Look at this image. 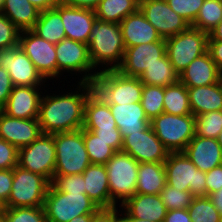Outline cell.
<instances>
[{
	"label": "cell",
	"instance_id": "91938a15",
	"mask_svg": "<svg viewBox=\"0 0 222 222\" xmlns=\"http://www.w3.org/2000/svg\"><path fill=\"white\" fill-rule=\"evenodd\" d=\"M92 214H84L74 217L69 222H91Z\"/></svg>",
	"mask_w": 222,
	"mask_h": 222
},
{
	"label": "cell",
	"instance_id": "60d3db41",
	"mask_svg": "<svg viewBox=\"0 0 222 222\" xmlns=\"http://www.w3.org/2000/svg\"><path fill=\"white\" fill-rule=\"evenodd\" d=\"M159 196L164 203L167 211L174 209H187L194 196L190 191H181L178 188H173L166 185L159 193Z\"/></svg>",
	"mask_w": 222,
	"mask_h": 222
},
{
	"label": "cell",
	"instance_id": "9a60e30c",
	"mask_svg": "<svg viewBox=\"0 0 222 222\" xmlns=\"http://www.w3.org/2000/svg\"><path fill=\"white\" fill-rule=\"evenodd\" d=\"M121 151L131 155L138 163H164L169 154L150 125L143 131L127 135Z\"/></svg>",
	"mask_w": 222,
	"mask_h": 222
},
{
	"label": "cell",
	"instance_id": "5b68a950",
	"mask_svg": "<svg viewBox=\"0 0 222 222\" xmlns=\"http://www.w3.org/2000/svg\"><path fill=\"white\" fill-rule=\"evenodd\" d=\"M112 207L120 199L123 205L136 194L139 163L128 153L117 151L105 164ZM117 199V200H116Z\"/></svg>",
	"mask_w": 222,
	"mask_h": 222
},
{
	"label": "cell",
	"instance_id": "ffe728a7",
	"mask_svg": "<svg viewBox=\"0 0 222 222\" xmlns=\"http://www.w3.org/2000/svg\"><path fill=\"white\" fill-rule=\"evenodd\" d=\"M39 86H13L2 111L19 119L38 118L41 101Z\"/></svg>",
	"mask_w": 222,
	"mask_h": 222
},
{
	"label": "cell",
	"instance_id": "ac0fdd59",
	"mask_svg": "<svg viewBox=\"0 0 222 222\" xmlns=\"http://www.w3.org/2000/svg\"><path fill=\"white\" fill-rule=\"evenodd\" d=\"M55 8L60 12L66 38L88 44L92 26L97 19L95 10L68 6L62 2Z\"/></svg>",
	"mask_w": 222,
	"mask_h": 222
},
{
	"label": "cell",
	"instance_id": "c3c4849f",
	"mask_svg": "<svg viewBox=\"0 0 222 222\" xmlns=\"http://www.w3.org/2000/svg\"><path fill=\"white\" fill-rule=\"evenodd\" d=\"M222 188V164L206 172V196Z\"/></svg>",
	"mask_w": 222,
	"mask_h": 222
},
{
	"label": "cell",
	"instance_id": "11a10c76",
	"mask_svg": "<svg viewBox=\"0 0 222 222\" xmlns=\"http://www.w3.org/2000/svg\"><path fill=\"white\" fill-rule=\"evenodd\" d=\"M33 6L40 11L55 7L61 0H28Z\"/></svg>",
	"mask_w": 222,
	"mask_h": 222
},
{
	"label": "cell",
	"instance_id": "7bdbcfd3",
	"mask_svg": "<svg viewBox=\"0 0 222 222\" xmlns=\"http://www.w3.org/2000/svg\"><path fill=\"white\" fill-rule=\"evenodd\" d=\"M166 2L173 11L192 25L204 0H166Z\"/></svg>",
	"mask_w": 222,
	"mask_h": 222
},
{
	"label": "cell",
	"instance_id": "7c38bea8",
	"mask_svg": "<svg viewBox=\"0 0 222 222\" xmlns=\"http://www.w3.org/2000/svg\"><path fill=\"white\" fill-rule=\"evenodd\" d=\"M18 45L45 80L58 77L55 44L42 39L32 30H24L20 33Z\"/></svg>",
	"mask_w": 222,
	"mask_h": 222
},
{
	"label": "cell",
	"instance_id": "db71d44e",
	"mask_svg": "<svg viewBox=\"0 0 222 222\" xmlns=\"http://www.w3.org/2000/svg\"><path fill=\"white\" fill-rule=\"evenodd\" d=\"M101 0H61V2L68 6L87 8L95 10Z\"/></svg>",
	"mask_w": 222,
	"mask_h": 222
},
{
	"label": "cell",
	"instance_id": "9c48e42d",
	"mask_svg": "<svg viewBox=\"0 0 222 222\" xmlns=\"http://www.w3.org/2000/svg\"><path fill=\"white\" fill-rule=\"evenodd\" d=\"M166 54L178 75L208 50V33L190 26L165 39Z\"/></svg>",
	"mask_w": 222,
	"mask_h": 222
},
{
	"label": "cell",
	"instance_id": "6f0895ef",
	"mask_svg": "<svg viewBox=\"0 0 222 222\" xmlns=\"http://www.w3.org/2000/svg\"><path fill=\"white\" fill-rule=\"evenodd\" d=\"M209 197L212 200L214 206L218 209L219 213L222 215V188Z\"/></svg>",
	"mask_w": 222,
	"mask_h": 222
},
{
	"label": "cell",
	"instance_id": "816d5d0a",
	"mask_svg": "<svg viewBox=\"0 0 222 222\" xmlns=\"http://www.w3.org/2000/svg\"><path fill=\"white\" fill-rule=\"evenodd\" d=\"M222 74V41H208L207 50Z\"/></svg>",
	"mask_w": 222,
	"mask_h": 222
},
{
	"label": "cell",
	"instance_id": "83f0119b",
	"mask_svg": "<svg viewBox=\"0 0 222 222\" xmlns=\"http://www.w3.org/2000/svg\"><path fill=\"white\" fill-rule=\"evenodd\" d=\"M82 128H118L109 104L95 91L86 100Z\"/></svg>",
	"mask_w": 222,
	"mask_h": 222
},
{
	"label": "cell",
	"instance_id": "ee69618b",
	"mask_svg": "<svg viewBox=\"0 0 222 222\" xmlns=\"http://www.w3.org/2000/svg\"><path fill=\"white\" fill-rule=\"evenodd\" d=\"M21 31L0 12V50L18 46Z\"/></svg>",
	"mask_w": 222,
	"mask_h": 222
},
{
	"label": "cell",
	"instance_id": "7dc6e473",
	"mask_svg": "<svg viewBox=\"0 0 222 222\" xmlns=\"http://www.w3.org/2000/svg\"><path fill=\"white\" fill-rule=\"evenodd\" d=\"M13 169L0 170V208L5 207L12 190Z\"/></svg>",
	"mask_w": 222,
	"mask_h": 222
},
{
	"label": "cell",
	"instance_id": "681fc988",
	"mask_svg": "<svg viewBox=\"0 0 222 222\" xmlns=\"http://www.w3.org/2000/svg\"><path fill=\"white\" fill-rule=\"evenodd\" d=\"M12 88L13 84L8 71L0 67V110L6 105Z\"/></svg>",
	"mask_w": 222,
	"mask_h": 222
},
{
	"label": "cell",
	"instance_id": "8d00e7d4",
	"mask_svg": "<svg viewBox=\"0 0 222 222\" xmlns=\"http://www.w3.org/2000/svg\"><path fill=\"white\" fill-rule=\"evenodd\" d=\"M84 144L91 164L105 165L116 152L109 143L86 129H84Z\"/></svg>",
	"mask_w": 222,
	"mask_h": 222
},
{
	"label": "cell",
	"instance_id": "4316f807",
	"mask_svg": "<svg viewBox=\"0 0 222 222\" xmlns=\"http://www.w3.org/2000/svg\"><path fill=\"white\" fill-rule=\"evenodd\" d=\"M187 91L194 116L222 110V79L212 85L187 87Z\"/></svg>",
	"mask_w": 222,
	"mask_h": 222
},
{
	"label": "cell",
	"instance_id": "7402d4cb",
	"mask_svg": "<svg viewBox=\"0 0 222 222\" xmlns=\"http://www.w3.org/2000/svg\"><path fill=\"white\" fill-rule=\"evenodd\" d=\"M125 48L158 42L162 38L138 9L120 22Z\"/></svg>",
	"mask_w": 222,
	"mask_h": 222
},
{
	"label": "cell",
	"instance_id": "484cf974",
	"mask_svg": "<svg viewBox=\"0 0 222 222\" xmlns=\"http://www.w3.org/2000/svg\"><path fill=\"white\" fill-rule=\"evenodd\" d=\"M86 195L100 208H111L107 169L105 165L90 164L82 173Z\"/></svg>",
	"mask_w": 222,
	"mask_h": 222
},
{
	"label": "cell",
	"instance_id": "d590c367",
	"mask_svg": "<svg viewBox=\"0 0 222 222\" xmlns=\"http://www.w3.org/2000/svg\"><path fill=\"white\" fill-rule=\"evenodd\" d=\"M187 210L192 222H222V215L209 196L194 197Z\"/></svg>",
	"mask_w": 222,
	"mask_h": 222
},
{
	"label": "cell",
	"instance_id": "e575fe53",
	"mask_svg": "<svg viewBox=\"0 0 222 222\" xmlns=\"http://www.w3.org/2000/svg\"><path fill=\"white\" fill-rule=\"evenodd\" d=\"M222 20V0H204L192 27L208 34Z\"/></svg>",
	"mask_w": 222,
	"mask_h": 222
},
{
	"label": "cell",
	"instance_id": "603a6c76",
	"mask_svg": "<svg viewBox=\"0 0 222 222\" xmlns=\"http://www.w3.org/2000/svg\"><path fill=\"white\" fill-rule=\"evenodd\" d=\"M221 79L222 74L208 51L194 59L179 74V81L186 87L212 85Z\"/></svg>",
	"mask_w": 222,
	"mask_h": 222
},
{
	"label": "cell",
	"instance_id": "9f6ffc18",
	"mask_svg": "<svg viewBox=\"0 0 222 222\" xmlns=\"http://www.w3.org/2000/svg\"><path fill=\"white\" fill-rule=\"evenodd\" d=\"M208 41H222V20L210 31Z\"/></svg>",
	"mask_w": 222,
	"mask_h": 222
},
{
	"label": "cell",
	"instance_id": "7a4b0ae2",
	"mask_svg": "<svg viewBox=\"0 0 222 222\" xmlns=\"http://www.w3.org/2000/svg\"><path fill=\"white\" fill-rule=\"evenodd\" d=\"M87 45L94 69L105 64L110 67H105L104 71L117 70L121 65L126 48L120 24L96 19Z\"/></svg>",
	"mask_w": 222,
	"mask_h": 222
},
{
	"label": "cell",
	"instance_id": "cb8c5ba5",
	"mask_svg": "<svg viewBox=\"0 0 222 222\" xmlns=\"http://www.w3.org/2000/svg\"><path fill=\"white\" fill-rule=\"evenodd\" d=\"M121 207L133 218L154 222H163L167 213L159 194L136 193Z\"/></svg>",
	"mask_w": 222,
	"mask_h": 222
},
{
	"label": "cell",
	"instance_id": "6da1fadb",
	"mask_svg": "<svg viewBox=\"0 0 222 222\" xmlns=\"http://www.w3.org/2000/svg\"><path fill=\"white\" fill-rule=\"evenodd\" d=\"M78 90L64 95L42 96L38 121L43 134H56L82 129L84 106L94 91L93 84L79 82ZM82 89V93L80 90ZM84 92V93H83Z\"/></svg>",
	"mask_w": 222,
	"mask_h": 222
},
{
	"label": "cell",
	"instance_id": "3957f363",
	"mask_svg": "<svg viewBox=\"0 0 222 222\" xmlns=\"http://www.w3.org/2000/svg\"><path fill=\"white\" fill-rule=\"evenodd\" d=\"M56 163L54 175L82 174L91 164L84 144V128L54 134Z\"/></svg>",
	"mask_w": 222,
	"mask_h": 222
},
{
	"label": "cell",
	"instance_id": "2e32d148",
	"mask_svg": "<svg viewBox=\"0 0 222 222\" xmlns=\"http://www.w3.org/2000/svg\"><path fill=\"white\" fill-rule=\"evenodd\" d=\"M0 67L8 71L13 86H40L46 82L19 45L0 50Z\"/></svg>",
	"mask_w": 222,
	"mask_h": 222
},
{
	"label": "cell",
	"instance_id": "4dcf8cb0",
	"mask_svg": "<svg viewBox=\"0 0 222 222\" xmlns=\"http://www.w3.org/2000/svg\"><path fill=\"white\" fill-rule=\"evenodd\" d=\"M31 30L42 39L53 44L66 38L60 12L55 7L40 11L39 18Z\"/></svg>",
	"mask_w": 222,
	"mask_h": 222
},
{
	"label": "cell",
	"instance_id": "8992f818",
	"mask_svg": "<svg viewBox=\"0 0 222 222\" xmlns=\"http://www.w3.org/2000/svg\"><path fill=\"white\" fill-rule=\"evenodd\" d=\"M150 126L169 152H183L195 136V116L161 113Z\"/></svg>",
	"mask_w": 222,
	"mask_h": 222
},
{
	"label": "cell",
	"instance_id": "52a82bcc",
	"mask_svg": "<svg viewBox=\"0 0 222 222\" xmlns=\"http://www.w3.org/2000/svg\"><path fill=\"white\" fill-rule=\"evenodd\" d=\"M99 208L86 193H64L51 185L44 200L47 222H69L79 215L94 214Z\"/></svg>",
	"mask_w": 222,
	"mask_h": 222
},
{
	"label": "cell",
	"instance_id": "ba28073f",
	"mask_svg": "<svg viewBox=\"0 0 222 222\" xmlns=\"http://www.w3.org/2000/svg\"><path fill=\"white\" fill-rule=\"evenodd\" d=\"M164 167L167 185L190 191L194 197L206 196V173L199 170L184 152H169Z\"/></svg>",
	"mask_w": 222,
	"mask_h": 222
},
{
	"label": "cell",
	"instance_id": "5bb4252c",
	"mask_svg": "<svg viewBox=\"0 0 222 222\" xmlns=\"http://www.w3.org/2000/svg\"><path fill=\"white\" fill-rule=\"evenodd\" d=\"M139 9L164 39L181 33L191 26L170 8L166 0H139Z\"/></svg>",
	"mask_w": 222,
	"mask_h": 222
},
{
	"label": "cell",
	"instance_id": "bcb514c9",
	"mask_svg": "<svg viewBox=\"0 0 222 222\" xmlns=\"http://www.w3.org/2000/svg\"><path fill=\"white\" fill-rule=\"evenodd\" d=\"M92 131L99 139L109 143V145L117 152L121 151L123 145V138L118 128H84Z\"/></svg>",
	"mask_w": 222,
	"mask_h": 222
},
{
	"label": "cell",
	"instance_id": "f546056e",
	"mask_svg": "<svg viewBox=\"0 0 222 222\" xmlns=\"http://www.w3.org/2000/svg\"><path fill=\"white\" fill-rule=\"evenodd\" d=\"M136 193L159 194L167 185L164 163H139Z\"/></svg>",
	"mask_w": 222,
	"mask_h": 222
},
{
	"label": "cell",
	"instance_id": "f5cc1de1",
	"mask_svg": "<svg viewBox=\"0 0 222 222\" xmlns=\"http://www.w3.org/2000/svg\"><path fill=\"white\" fill-rule=\"evenodd\" d=\"M163 222H192L187 209H174L166 213Z\"/></svg>",
	"mask_w": 222,
	"mask_h": 222
},
{
	"label": "cell",
	"instance_id": "44dd1931",
	"mask_svg": "<svg viewBox=\"0 0 222 222\" xmlns=\"http://www.w3.org/2000/svg\"><path fill=\"white\" fill-rule=\"evenodd\" d=\"M183 152L199 170L205 173L222 164V148L214 138L195 135Z\"/></svg>",
	"mask_w": 222,
	"mask_h": 222
},
{
	"label": "cell",
	"instance_id": "d6a6232c",
	"mask_svg": "<svg viewBox=\"0 0 222 222\" xmlns=\"http://www.w3.org/2000/svg\"><path fill=\"white\" fill-rule=\"evenodd\" d=\"M143 84L166 87L179 81V75L175 71L167 54L159 59L138 77Z\"/></svg>",
	"mask_w": 222,
	"mask_h": 222
},
{
	"label": "cell",
	"instance_id": "4fadbf2b",
	"mask_svg": "<svg viewBox=\"0 0 222 222\" xmlns=\"http://www.w3.org/2000/svg\"><path fill=\"white\" fill-rule=\"evenodd\" d=\"M55 52L57 57L58 75L61 71L67 70L84 72L80 82L93 83L98 71L88 73L94 66L90 59L88 45L86 43L77 42L69 38H64L59 43L55 44Z\"/></svg>",
	"mask_w": 222,
	"mask_h": 222
},
{
	"label": "cell",
	"instance_id": "ab89813d",
	"mask_svg": "<svg viewBox=\"0 0 222 222\" xmlns=\"http://www.w3.org/2000/svg\"><path fill=\"white\" fill-rule=\"evenodd\" d=\"M5 222H47L44 206L0 208Z\"/></svg>",
	"mask_w": 222,
	"mask_h": 222
},
{
	"label": "cell",
	"instance_id": "836d02e7",
	"mask_svg": "<svg viewBox=\"0 0 222 222\" xmlns=\"http://www.w3.org/2000/svg\"><path fill=\"white\" fill-rule=\"evenodd\" d=\"M163 106V112L168 114H192L187 87L180 81L164 87Z\"/></svg>",
	"mask_w": 222,
	"mask_h": 222
},
{
	"label": "cell",
	"instance_id": "f35d334b",
	"mask_svg": "<svg viewBox=\"0 0 222 222\" xmlns=\"http://www.w3.org/2000/svg\"><path fill=\"white\" fill-rule=\"evenodd\" d=\"M195 135L217 139L222 130V110L195 116Z\"/></svg>",
	"mask_w": 222,
	"mask_h": 222
},
{
	"label": "cell",
	"instance_id": "6125c7cd",
	"mask_svg": "<svg viewBox=\"0 0 222 222\" xmlns=\"http://www.w3.org/2000/svg\"><path fill=\"white\" fill-rule=\"evenodd\" d=\"M0 222H5L4 217L1 212H0Z\"/></svg>",
	"mask_w": 222,
	"mask_h": 222
},
{
	"label": "cell",
	"instance_id": "680465c9",
	"mask_svg": "<svg viewBox=\"0 0 222 222\" xmlns=\"http://www.w3.org/2000/svg\"><path fill=\"white\" fill-rule=\"evenodd\" d=\"M122 215L124 217H121ZM120 218H121V222H154V221H150V220H141V219L133 218L126 211L124 214L120 215Z\"/></svg>",
	"mask_w": 222,
	"mask_h": 222
},
{
	"label": "cell",
	"instance_id": "d4e9b609",
	"mask_svg": "<svg viewBox=\"0 0 222 222\" xmlns=\"http://www.w3.org/2000/svg\"><path fill=\"white\" fill-rule=\"evenodd\" d=\"M109 107L123 139L131 133L145 130L150 125L141 102L109 104Z\"/></svg>",
	"mask_w": 222,
	"mask_h": 222
},
{
	"label": "cell",
	"instance_id": "e0dca14e",
	"mask_svg": "<svg viewBox=\"0 0 222 222\" xmlns=\"http://www.w3.org/2000/svg\"><path fill=\"white\" fill-rule=\"evenodd\" d=\"M166 54L165 39L149 44H141L125 49L122 63L117 71L127 77H139L146 68Z\"/></svg>",
	"mask_w": 222,
	"mask_h": 222
},
{
	"label": "cell",
	"instance_id": "f1b7e54d",
	"mask_svg": "<svg viewBox=\"0 0 222 222\" xmlns=\"http://www.w3.org/2000/svg\"><path fill=\"white\" fill-rule=\"evenodd\" d=\"M0 12L20 31L31 30L40 15V10L28 0H3Z\"/></svg>",
	"mask_w": 222,
	"mask_h": 222
},
{
	"label": "cell",
	"instance_id": "f6af8a7d",
	"mask_svg": "<svg viewBox=\"0 0 222 222\" xmlns=\"http://www.w3.org/2000/svg\"><path fill=\"white\" fill-rule=\"evenodd\" d=\"M19 149L0 138V170L13 169L18 165Z\"/></svg>",
	"mask_w": 222,
	"mask_h": 222
},
{
	"label": "cell",
	"instance_id": "8fae6325",
	"mask_svg": "<svg viewBox=\"0 0 222 222\" xmlns=\"http://www.w3.org/2000/svg\"><path fill=\"white\" fill-rule=\"evenodd\" d=\"M56 147L54 134H41L31 144L19 149L18 166L45 177L49 182L54 176Z\"/></svg>",
	"mask_w": 222,
	"mask_h": 222
},
{
	"label": "cell",
	"instance_id": "f907efd6",
	"mask_svg": "<svg viewBox=\"0 0 222 222\" xmlns=\"http://www.w3.org/2000/svg\"><path fill=\"white\" fill-rule=\"evenodd\" d=\"M118 208H99L94 214H92L91 222H121V218L118 217Z\"/></svg>",
	"mask_w": 222,
	"mask_h": 222
},
{
	"label": "cell",
	"instance_id": "277c9868",
	"mask_svg": "<svg viewBox=\"0 0 222 222\" xmlns=\"http://www.w3.org/2000/svg\"><path fill=\"white\" fill-rule=\"evenodd\" d=\"M94 91L108 104L141 102L143 83L138 77H127L117 70H100L93 80Z\"/></svg>",
	"mask_w": 222,
	"mask_h": 222
},
{
	"label": "cell",
	"instance_id": "30bf717a",
	"mask_svg": "<svg viewBox=\"0 0 222 222\" xmlns=\"http://www.w3.org/2000/svg\"><path fill=\"white\" fill-rule=\"evenodd\" d=\"M50 182L40 174L25 170L20 166L13 168V183L6 208L42 207Z\"/></svg>",
	"mask_w": 222,
	"mask_h": 222
},
{
	"label": "cell",
	"instance_id": "1f68e13d",
	"mask_svg": "<svg viewBox=\"0 0 222 222\" xmlns=\"http://www.w3.org/2000/svg\"><path fill=\"white\" fill-rule=\"evenodd\" d=\"M139 9V0H101L95 9L100 21L117 23Z\"/></svg>",
	"mask_w": 222,
	"mask_h": 222
},
{
	"label": "cell",
	"instance_id": "d6986e66",
	"mask_svg": "<svg viewBox=\"0 0 222 222\" xmlns=\"http://www.w3.org/2000/svg\"><path fill=\"white\" fill-rule=\"evenodd\" d=\"M42 134L38 118L19 119L0 110V138L21 149Z\"/></svg>",
	"mask_w": 222,
	"mask_h": 222
},
{
	"label": "cell",
	"instance_id": "94428289",
	"mask_svg": "<svg viewBox=\"0 0 222 222\" xmlns=\"http://www.w3.org/2000/svg\"><path fill=\"white\" fill-rule=\"evenodd\" d=\"M217 141H218L219 145H220L221 148H222V130L220 131V134H219L218 137H217Z\"/></svg>",
	"mask_w": 222,
	"mask_h": 222
},
{
	"label": "cell",
	"instance_id": "b9f144b4",
	"mask_svg": "<svg viewBox=\"0 0 222 222\" xmlns=\"http://www.w3.org/2000/svg\"><path fill=\"white\" fill-rule=\"evenodd\" d=\"M84 182L82 174L54 175L50 185L55 190L64 193H86Z\"/></svg>",
	"mask_w": 222,
	"mask_h": 222
},
{
	"label": "cell",
	"instance_id": "74e56055",
	"mask_svg": "<svg viewBox=\"0 0 222 222\" xmlns=\"http://www.w3.org/2000/svg\"><path fill=\"white\" fill-rule=\"evenodd\" d=\"M163 101L164 87L143 84L141 104L149 121L163 113Z\"/></svg>",
	"mask_w": 222,
	"mask_h": 222
}]
</instances>
